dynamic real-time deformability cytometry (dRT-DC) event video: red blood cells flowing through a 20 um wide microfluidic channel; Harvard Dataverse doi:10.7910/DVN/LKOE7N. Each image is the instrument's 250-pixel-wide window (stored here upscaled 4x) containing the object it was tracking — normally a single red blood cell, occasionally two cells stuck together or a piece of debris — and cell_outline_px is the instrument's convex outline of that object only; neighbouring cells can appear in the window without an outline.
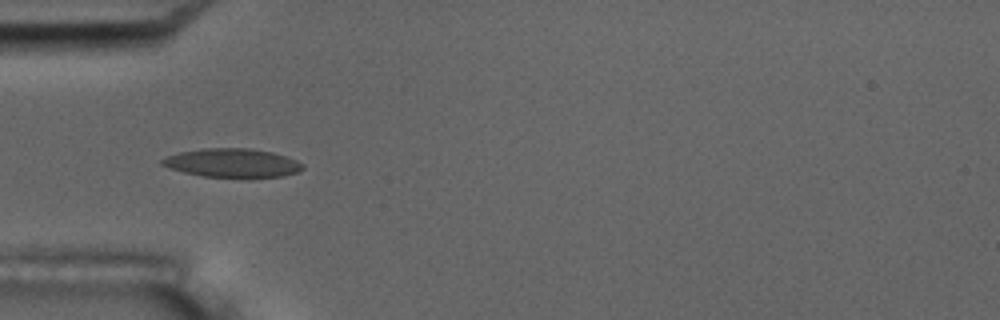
{"species": "common noctule bat (a hibernating species)", "species_latin": "Nyctalus noctula", "temperature_condition": "room temperature", "stored_images_in_passage": 3, "camera_frame_rate_fps": 3000, "um_per_image_px": 0.085, "animal": {"sex": "male", "body_mass_g": 17.5, "forearm_length_mm": 52.3}, "frame": {"image": 1, "passage_image": 3, "time_ms": 2.333, "image_size_px": [1000, 320], "cell_outline_px": [[304, 168], [296, 172], [284, 176], [252, 180], [240, 180], [204, 176], [184, 172], [160, 164], [160, 160], [168, 156], [180, 152], [200, 148], [248, 148], [272, 152], [296, 160], [304, 164]], "centroid_in_image_um": [19.8, 13.89], "position_along_channel_um": 65.2, "area_um2": 24.33}}